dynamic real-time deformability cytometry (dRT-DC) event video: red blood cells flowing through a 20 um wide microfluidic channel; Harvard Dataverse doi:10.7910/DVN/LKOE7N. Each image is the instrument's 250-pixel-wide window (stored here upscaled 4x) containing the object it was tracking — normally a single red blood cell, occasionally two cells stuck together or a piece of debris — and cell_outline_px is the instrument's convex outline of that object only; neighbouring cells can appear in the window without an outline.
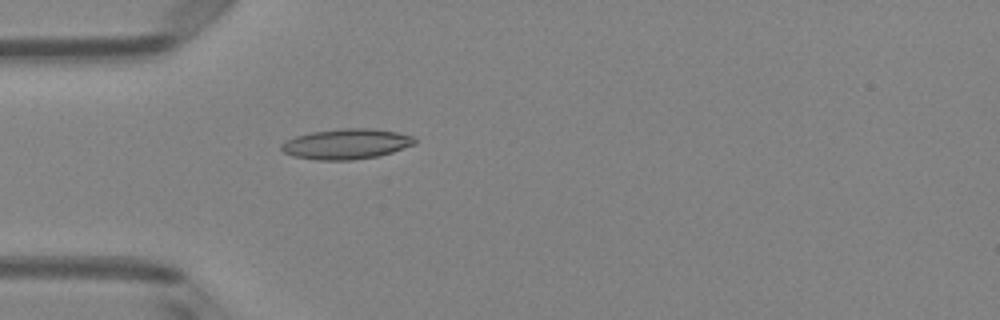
{"species": "Egyptian fruit bat (a non-hibernating species)", "species_latin": "Rousettus aegyptiacus", "temperature_condition": "room temperature", "stored_images_in_passage": 4, "camera_frame_rate_fps": 3000, "um_per_image_px": 0.085, "animal": {"sex": "female"}, "frame": {"image": 1, "passage_image": 4, "time_ms": 1.0, "image_size_px": [1000, 320], "cell_outline_px": [[416, 144], [380, 156], [352, 160], [316, 160], [292, 156], [284, 152], [280, 148], [280, 144], [296, 136], [312, 132], [344, 128], [368, 128], [396, 132], [412, 136], [416, 140]], "centroid_in_image_um": [29.44, 12.25], "position_along_channel_um": 55.6, "area_um2": 23.52}}